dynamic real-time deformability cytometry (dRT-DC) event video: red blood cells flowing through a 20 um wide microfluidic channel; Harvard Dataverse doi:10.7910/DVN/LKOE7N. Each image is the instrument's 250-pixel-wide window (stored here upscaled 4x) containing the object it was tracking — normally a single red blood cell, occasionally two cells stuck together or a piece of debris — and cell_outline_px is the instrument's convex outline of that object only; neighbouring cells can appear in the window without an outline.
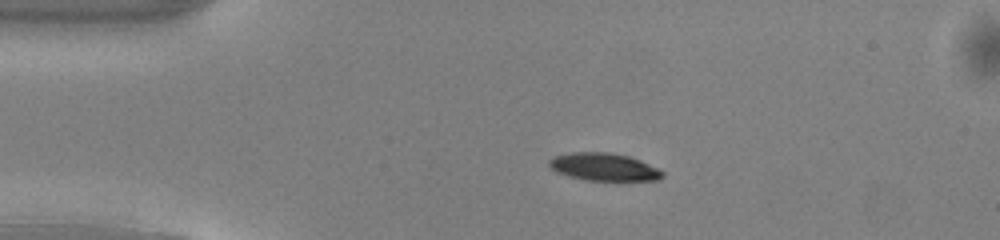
{"species": "common noctule bat (a hibernating species)", "species_latin": "Nyctalus noctula", "temperature_condition": "warm", "stored_images_in_passage": 41, "camera_frame_rate_fps": 3000, "um_per_image_px": 0.085, "animal": {"sex": "male", "body_mass_g": 13.0, "forearm_length_mm": 53.1}, "frame": {"image": 1, "passage_image": 1, "time_ms": 0.0, "image_size_px": [1000, 240], "cell_outline_px": [[664, 176], [660, 180], [584, 180], [568, 176], [556, 172], [548, 164], [548, 160], [552, 156], [568, 152], [608, 152], [628, 156], [640, 160], [664, 172]], "centroid_in_image_um": [51.28, 14.18], "position_along_channel_um": 33.7, "area_um2": 18.32}}
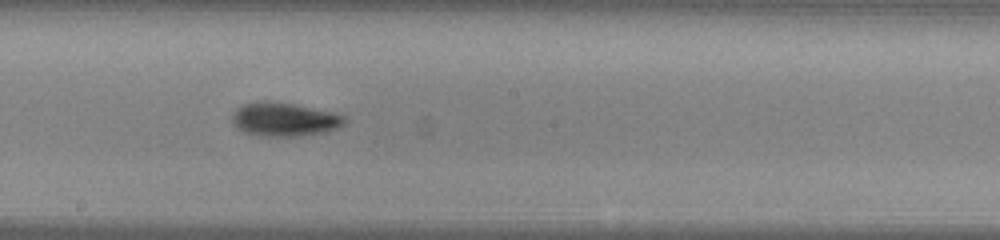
{"frame": {"image": 2, "passage_image": 18, "time_ms": 5.667, "image_size_px": [1000, 240], "cell_outline_px": [[348, 120], [344, 124], [328, 132], [300, 136], [260, 136], [244, 132], [232, 124], [232, 112], [236, 108], [244, 104], [292, 104], [328, 112], [344, 116]], "centroid_in_image_um": [24.17, 10.21], "position_along_channel_um": 224.0, "area_um2": 21.27}}
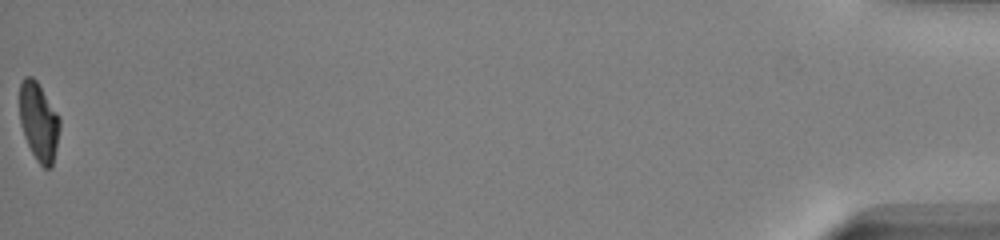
{"frame": {"image": 3, "passage_image": 41, "time_ms": 13.333, "image_size_px": [1000, 240], "cell_outline_px": [[60, 128], [52, 168], [44, 168], [36, 160], [24, 136], [20, 124], [20, 84], [24, 76], [32, 76], [36, 80], [56, 112], [60, 120]], "centroid_in_image_um": [3.29, 10.36], "position_along_channel_um": 431.9, "area_um2": 18.15}, "authors_computed_cell_mechanics": {"area_um2": 20.1144, "velocity_mm_per_s": 4.0973, "shape_relaxation_time_tau1_ms": 2.5016, "shape_relaxation_time_tau2_ms": 2.8354, "deformation_change_tau1": 0.1531, "deformation_change_tau2": 0.0789}}